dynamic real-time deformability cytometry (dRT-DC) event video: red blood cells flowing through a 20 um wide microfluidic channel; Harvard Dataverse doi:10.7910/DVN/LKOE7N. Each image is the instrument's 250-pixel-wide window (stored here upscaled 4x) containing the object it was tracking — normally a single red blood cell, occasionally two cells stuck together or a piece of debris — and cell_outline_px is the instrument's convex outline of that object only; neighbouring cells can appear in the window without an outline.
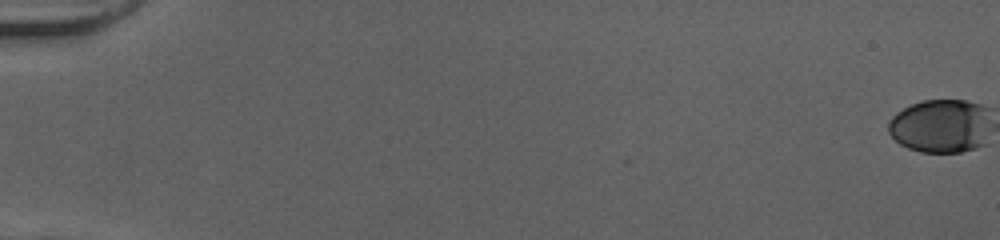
{"species": "human", "species_latin": "Homo sapiens", "temperature_condition": "cold", "stored_images_in_passage": 17, "camera_frame_rate_fps": 3000, "um_per_image_px": 0.085, "donor": {"sex": "female"}, "frame": {"image": 1, "passage_image": 1, "time_ms": 0.0, "image_size_px": [1000, 240], "cell_outline_px": [[972, 104], [968, 148], [956, 152], [924, 152], [912, 148], [896, 140], [892, 136], [892, 120], [900, 112], [916, 104], [928, 100], [960, 100]], "centroid_in_image_um": [79.43, 10.71], "position_along_channel_um": 5.6, "area_um2": 25.43}}
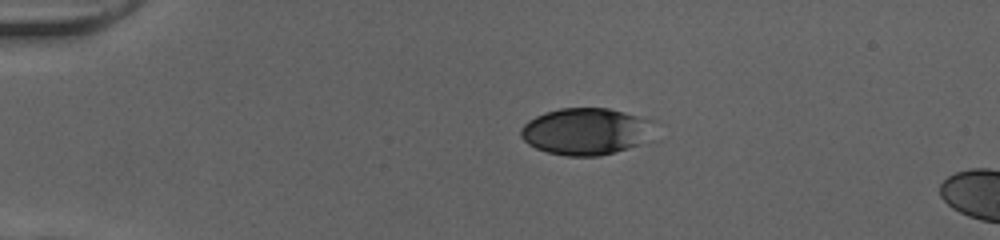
{"frame": {"image": 2, "passage_image": 14, "time_ms": 4.333, "image_size_px": [1000, 240], "cell_outline_px": [[628, 116], [624, 148], [612, 152], [588, 156], [576, 156], [552, 152], [540, 148], [532, 144], [524, 136], [524, 128], [532, 120], [548, 112], [568, 108], [604, 108], [620, 112]], "centroid_in_image_um": [49.2, 11.17], "position_along_channel_um": 35.8, "area_um2": 29.42}}